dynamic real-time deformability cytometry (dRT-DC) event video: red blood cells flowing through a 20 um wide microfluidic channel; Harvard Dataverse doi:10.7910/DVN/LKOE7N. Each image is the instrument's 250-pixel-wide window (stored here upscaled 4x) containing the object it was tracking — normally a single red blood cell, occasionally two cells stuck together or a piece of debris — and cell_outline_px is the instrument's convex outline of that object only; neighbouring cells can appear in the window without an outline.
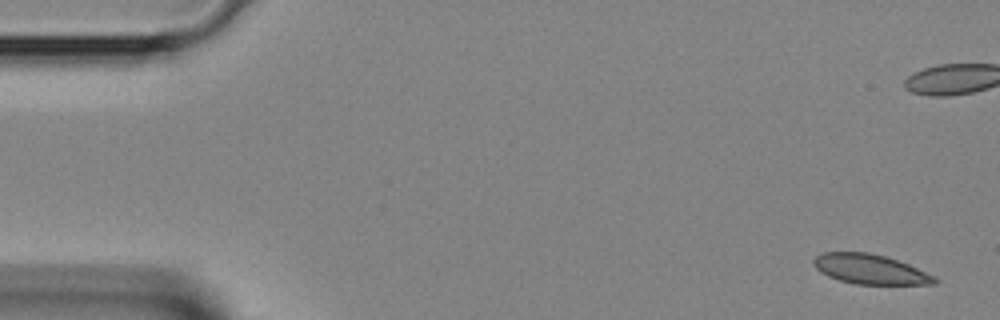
{"species": "Egyptian fruit bat (a non-hibernating species)", "species_latin": "Rousettus aegyptiacus", "temperature_condition": "room temperature", "stored_images_in_passage": 4, "segment_of_instrument_passage": [2, 2], "camera_frame_rate_fps": 3000, "um_per_image_px": 0.085, "animal": {"sex": "female"}, "frame": {"image": 1, "passage_image": 4, "time_ms": 1.0, "image_size_px": [1000, 320], "cell_outline_px": [[940, 280], [936, 284], [856, 284], [840, 280], [828, 276], [820, 272], [812, 264], [812, 260], [816, 256], [824, 252], [868, 252], [884, 256], [908, 264], [936, 276]], "centroid_in_image_um": [73.97, 22.88], "position_along_channel_um": 11.0, "area_um2": 20.98}}